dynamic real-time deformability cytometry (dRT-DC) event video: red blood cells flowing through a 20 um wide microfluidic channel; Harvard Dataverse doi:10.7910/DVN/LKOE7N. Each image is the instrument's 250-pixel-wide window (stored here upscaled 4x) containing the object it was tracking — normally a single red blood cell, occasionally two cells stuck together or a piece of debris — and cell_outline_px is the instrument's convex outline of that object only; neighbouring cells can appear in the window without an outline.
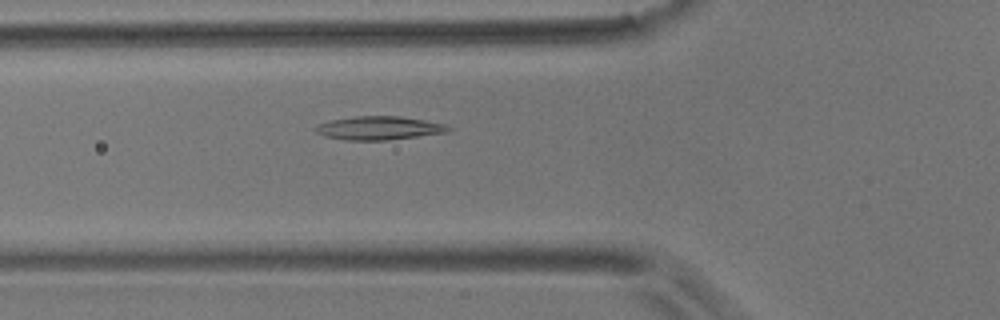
{"species": "common noctule bat (a hibernating species)", "species_latin": "Nyctalus noctula", "temperature_condition": "room temperature", "stored_images_in_passage": 40, "camera_frame_rate_fps": 3000, "um_per_image_px": 0.085, "animal": {"sex": "male", "body_mass_g": 17.9}, "frame": {"image": 1, "passage_image": 3, "time_ms": 0.667, "image_size_px": [1000, 320], "cell_outline_px": [[452, 128], [448, 132], [384, 140], [344, 140], [324, 136], [316, 132], [312, 128], [316, 124], [328, 120], [356, 116], [400, 116], [424, 120], [444, 124]], "centroid_in_image_um": [32.13, 10.87], "position_along_channel_um": 93.7, "area_um2": 18.21}}
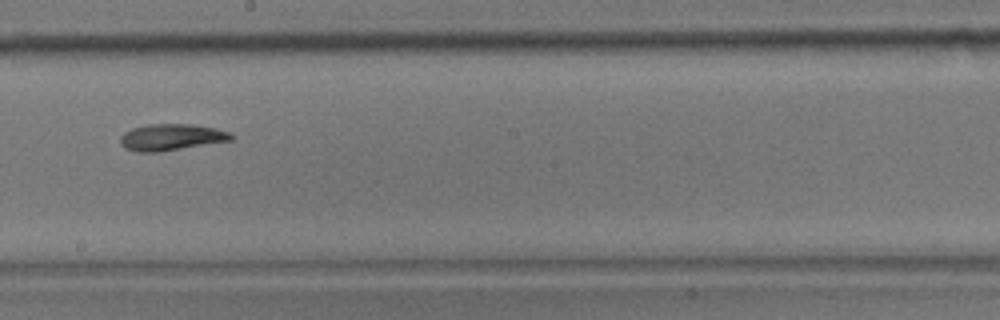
{"frame": {"image": 2, "passage_image": 15, "time_ms": 4.667, "image_size_px": [1000, 320], "cell_outline_px": [[236, 136], [232, 140], [160, 152], [136, 152], [124, 148], [120, 144], [120, 136], [124, 132], [132, 128], [148, 124], [192, 124], [216, 128], [232, 132]], "centroid_in_image_um": [14.57, 11.66], "position_along_channel_um": 233.6, "area_um2": 17.4}}
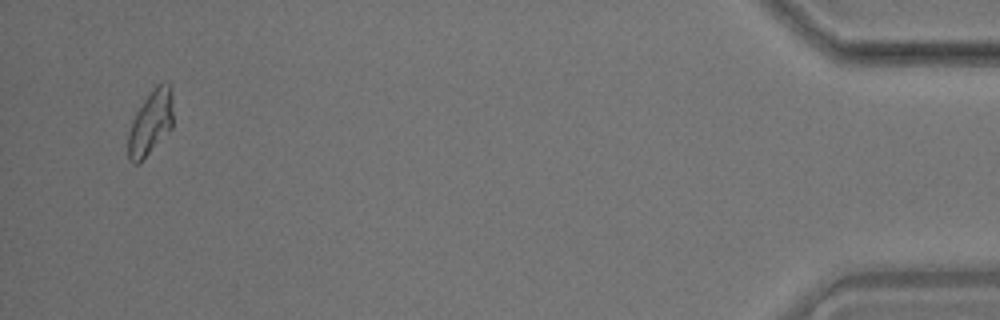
{"frame": {"image": 3, "passage_image": 38, "time_ms": 12.333, "image_size_px": [1000, 320], "cell_outline_px": [[172, 128], [140, 164], [132, 164], [128, 160], [128, 132], [132, 120], [136, 112], [152, 88], [156, 84], [164, 80], [172, 84]], "centroid_in_image_um": [12.8, 10.42], "position_along_channel_um": 422.4, "area_um2": 17.4}, "authors_computed_cell_mechanics": {"area_um2": 16.9354, "velocity_mm_per_s": 3.4926, "shape_relaxation_time_tau1_ms": null, "shape_relaxation_time_tau2_ms": 6.8051, "deformation_change_tau1": null, "deformation_change_tau2": 0.1411}}